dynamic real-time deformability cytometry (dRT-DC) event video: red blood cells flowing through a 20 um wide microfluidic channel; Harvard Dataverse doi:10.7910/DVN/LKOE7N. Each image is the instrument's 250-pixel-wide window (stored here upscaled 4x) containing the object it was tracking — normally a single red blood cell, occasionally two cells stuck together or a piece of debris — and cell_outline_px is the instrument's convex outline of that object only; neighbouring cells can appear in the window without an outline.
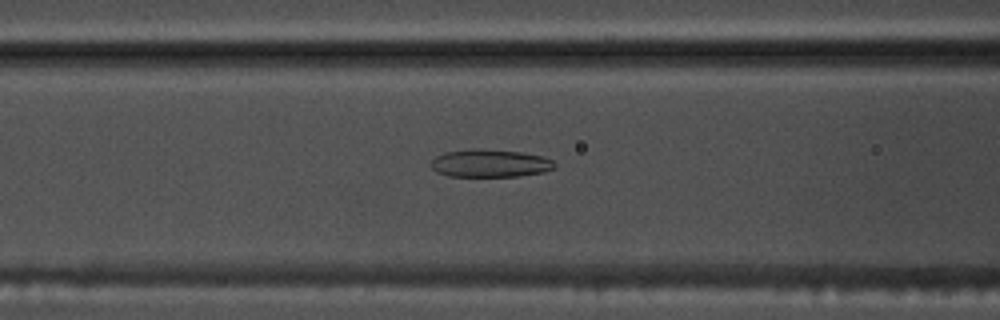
{"species": "common noctule bat (a hibernating species)", "species_latin": "Nyctalus noctula", "temperature_condition": "warm", "stored_images_in_passage": 46, "camera_frame_rate_fps": 3000, "um_per_image_px": 0.085, "animal": {"sex": "male", "body_mass_g": 17.5, "forearm_length_mm": 52.3}, "frame": {"image": 1, "passage_image": 15, "time_ms": 4.667, "image_size_px": [1000, 320], "cell_outline_px": [[556, 168], [544, 172], [516, 176], [448, 176], [436, 172], [432, 168], [432, 160], [436, 156], [444, 152], [476, 148], [520, 152], [540, 156], [552, 160], [556, 164]], "centroid_in_image_um": [41.65, 13.88], "position_along_channel_um": 125.0, "area_um2": 19.94}}
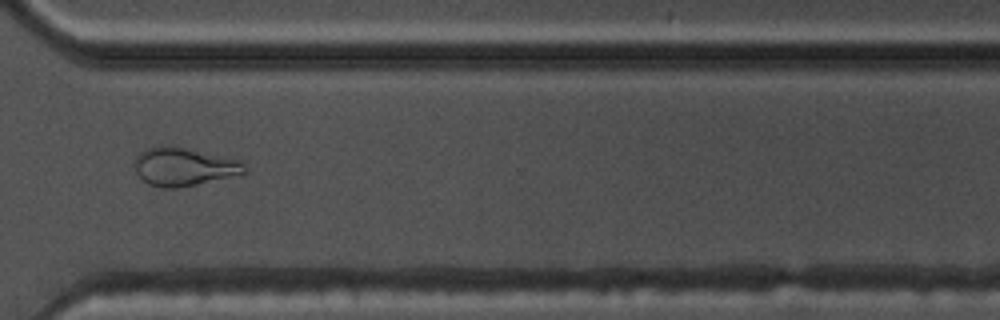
{"frame": {"image": 2, "passage_image": 33, "time_ms": 10.667, "image_size_px": [1000, 320], "cell_outline_px": [[248, 172], [244, 176], [176, 188], [160, 188], [148, 184], [136, 172], [132, 164], [132, 160], [140, 152], [148, 148], [160, 144], [172, 144], [240, 160], [244, 164]], "centroid_in_image_um": [15.66, 14.16], "position_along_channel_um": 354.9, "area_um2": 25.55}}
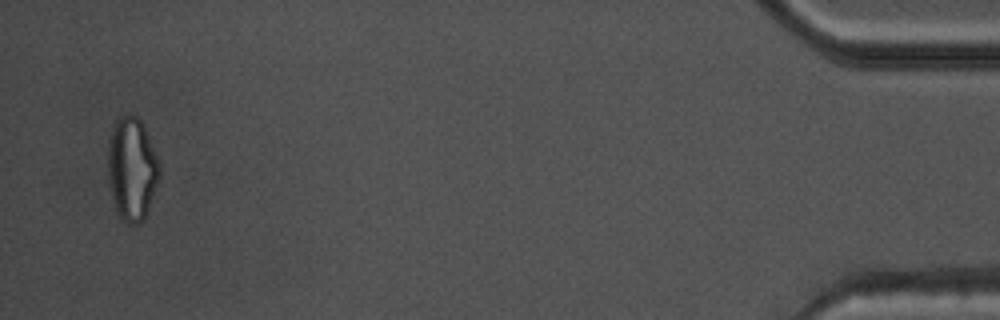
{"frame": {"image": 3, "passage_image": 45, "time_ms": 14.667, "image_size_px": [1000, 320], "cell_outline_px": [[160, 176], [156, 188], [144, 220], [140, 224], [128, 224], [116, 212], [108, 184], [108, 144], [112, 124], [116, 116], [124, 112], [136, 116], [140, 120], [144, 128], [160, 164]], "centroid_in_image_um": [11.18, 14.33], "position_along_channel_um": 424.0, "area_um2": 31.44}, "authors_computed_cell_mechanics": {"area_um2": 21.9351, "velocity_mm_per_s": 3.8321, "shape_relaxation_time_tau1_ms": 10.4501, "shape_relaxation_time_tau2_ms": 1.5527, "deformation_change_tau1": 0.2889, "deformation_change_tau2": 0.0961}}